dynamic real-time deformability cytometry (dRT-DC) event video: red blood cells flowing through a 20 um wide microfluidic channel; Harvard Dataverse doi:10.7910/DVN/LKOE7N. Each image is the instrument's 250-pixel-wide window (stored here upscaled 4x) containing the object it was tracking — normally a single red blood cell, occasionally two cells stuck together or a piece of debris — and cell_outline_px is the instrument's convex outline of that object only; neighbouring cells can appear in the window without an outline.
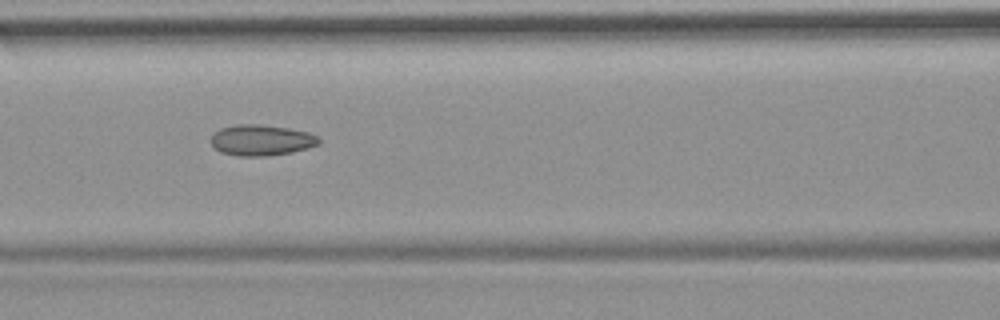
{"species": "common noctule bat (a hibernating species)", "species_latin": "Nyctalus noctula", "temperature_condition": "room temperature", "stored_images_in_passage": 7, "camera_frame_rate_fps": 3000, "um_per_image_px": 0.085, "animal": {"sex": "female", "body_mass_g": 19.9}, "frame": {"image": 1, "passage_image": 4, "time_ms": 3.333, "image_size_px": [1000, 320], "cell_outline_px": [[320, 144], [308, 148], [292, 152], [268, 156], [236, 156], [220, 152], [212, 144], [212, 136], [220, 128], [236, 124], [260, 124], [288, 128], [308, 132], [316, 136], [320, 140]], "centroid_in_image_um": [22.22, 11.92], "position_along_channel_um": 144.4, "area_um2": 19.42}}
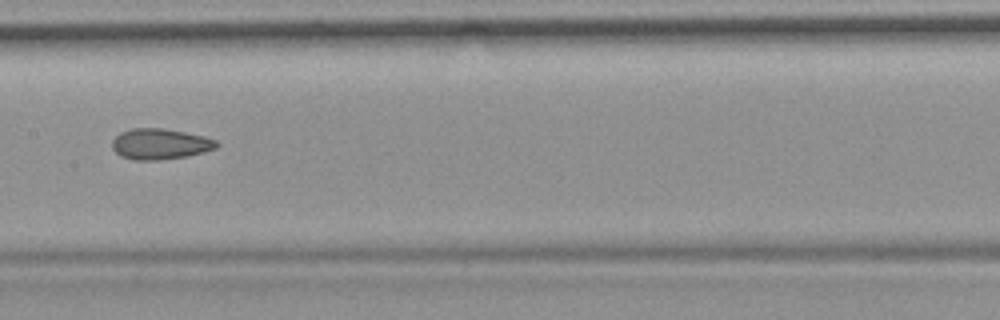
{"frame": {"image": 2, "passage_image": 5, "time_ms": 4.667, "image_size_px": [1000, 320], "cell_outline_px": [[216, 148], [188, 156], [156, 160], [136, 160], [120, 156], [112, 148], [112, 140], [120, 132], [132, 128], [164, 128], [204, 136], [216, 140]], "centroid_in_image_um": [13.57, 12.23], "position_along_channel_um": 193.8, "area_um2": 18.61}}